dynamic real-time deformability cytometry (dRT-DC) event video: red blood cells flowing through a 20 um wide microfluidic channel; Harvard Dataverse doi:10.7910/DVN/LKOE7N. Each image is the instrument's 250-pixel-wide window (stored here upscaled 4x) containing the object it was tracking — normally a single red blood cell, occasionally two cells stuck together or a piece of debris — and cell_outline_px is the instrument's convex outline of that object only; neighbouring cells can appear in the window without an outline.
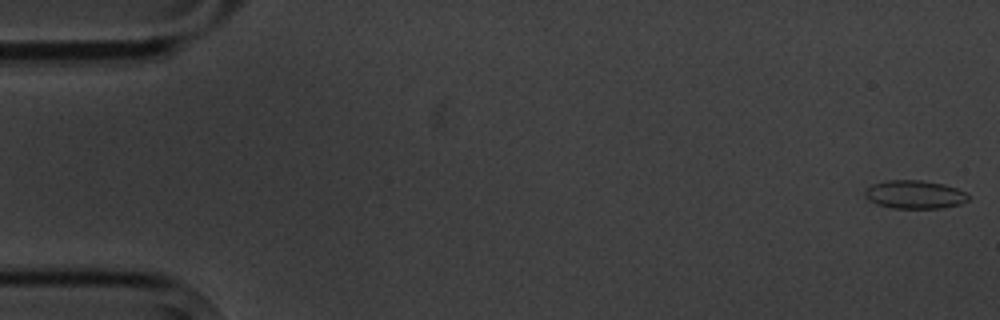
{"species": "common noctule bat (a hibernating species)", "species_latin": "Nyctalus noctula", "temperature_condition": "cold", "stored_images_in_passage": 16, "segment_of_instrument_passage": [1, 2], "camera_frame_rate_fps": 3000, "um_per_image_px": 0.085, "animal": {"sex": "male", "body_mass_g": 20.1, "forearm_length_mm": 53.5}, "frame": {"image": 1, "passage_image": 1, "time_ms": 0.0, "image_size_px": [1000, 320], "cell_outline_px": [[968, 200], [960, 204], [944, 208], [892, 208], [876, 204], [868, 200], [864, 196], [864, 188], [872, 184], [884, 180], [920, 180], [944, 184], [956, 188], [964, 192], [968, 196]], "centroid_in_image_um": [77.69, 16.53], "position_along_channel_um": 7.3, "area_um2": 17.22}}
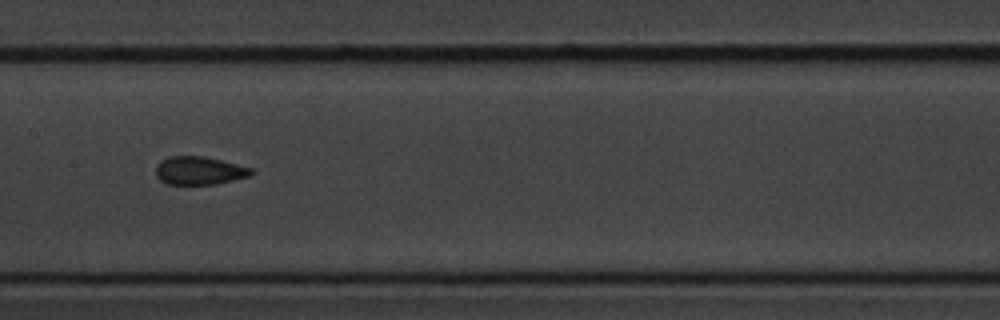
{"frame": {"image": 2, "passage_image": 8, "time_ms": 9.0, "image_size_px": [1000, 320], "cell_outline_px": [[256, 172], [252, 176], [216, 184], [164, 184], [156, 176], [156, 164], [160, 160], [168, 156], [204, 156], [252, 168]], "centroid_in_image_um": [16.94, 14.5], "position_along_channel_um": 190.5, "area_um2": 15.9}}
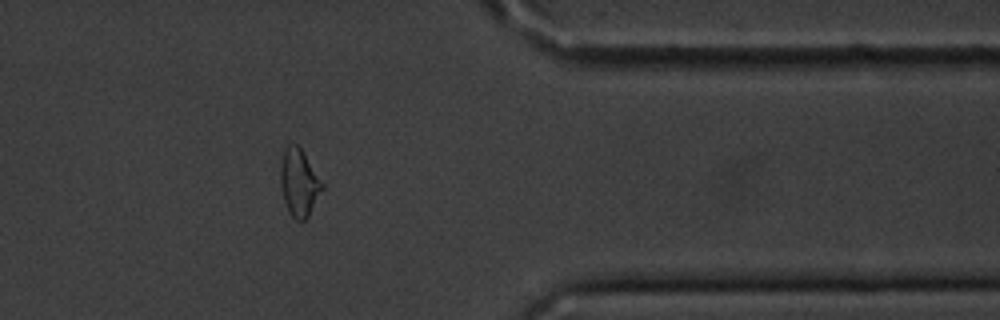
{"frame": {"image": 3, "passage_image": 13, "time_ms": 15.0, "image_size_px": [1000, 320], "cell_outline_px": [[324, 188], [308, 216], [304, 220], [296, 220], [288, 212], [280, 188], [280, 168], [284, 152], [288, 144], [296, 144], [300, 148], [324, 184]], "centroid_in_image_um": [25.42, 15.55], "position_along_channel_um": 386.0, "area_um2": 16.18}}